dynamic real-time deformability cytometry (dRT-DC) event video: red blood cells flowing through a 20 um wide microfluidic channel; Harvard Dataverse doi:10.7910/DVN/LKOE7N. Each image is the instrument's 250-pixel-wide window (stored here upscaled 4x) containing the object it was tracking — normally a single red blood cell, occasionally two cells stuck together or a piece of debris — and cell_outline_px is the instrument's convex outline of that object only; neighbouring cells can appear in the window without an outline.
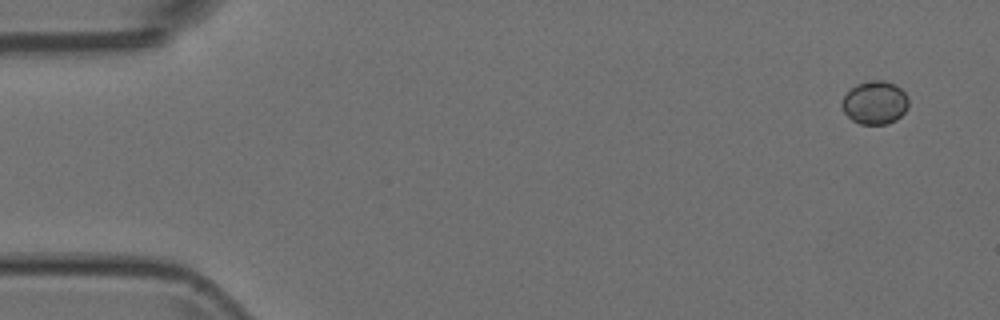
{"species": "Egyptian fruit bat (a non-hibernating species)", "species_latin": "Rousettus aegyptiacus", "temperature_condition": "room temperature", "stored_images_in_passage": 6, "camera_frame_rate_fps": 3000, "um_per_image_px": 0.085, "animal": {"sex": "female"}, "frame": {"image": 1, "passage_image": 1, "time_ms": 0.0, "image_size_px": [1000, 320], "cell_outline_px": [[908, 104], [904, 112], [896, 120], [888, 124], [860, 124], [852, 120], [844, 112], [840, 104], [844, 96], [856, 84], [872, 80], [884, 80], [900, 88], [908, 96]], "centroid_in_image_um": [74.35, 8.73], "position_along_channel_um": 10.6, "area_um2": 16.7}}